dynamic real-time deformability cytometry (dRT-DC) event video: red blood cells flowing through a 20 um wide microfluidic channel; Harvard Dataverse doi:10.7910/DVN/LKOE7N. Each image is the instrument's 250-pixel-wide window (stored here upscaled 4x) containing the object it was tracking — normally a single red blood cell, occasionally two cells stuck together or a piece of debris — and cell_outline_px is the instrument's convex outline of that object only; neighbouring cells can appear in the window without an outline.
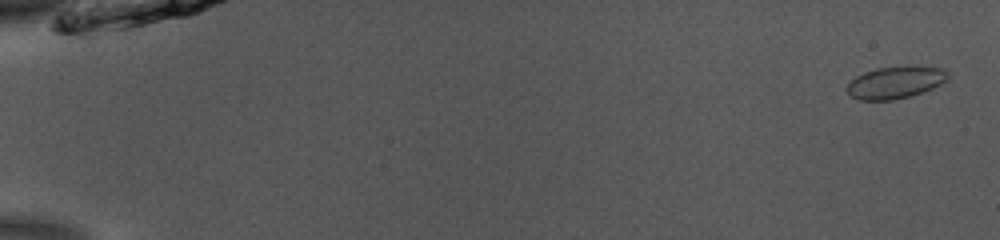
{"species": "common noctule bat (a hibernating species)", "species_latin": "Nyctalus noctula", "temperature_condition": "room temperature", "stored_images_in_passage": 53, "camera_frame_rate_fps": 3000, "um_per_image_px": 0.085, "animal": {"sex": "male", "body_mass_g": 13.0, "forearm_length_mm": 53.1}, "frame": {"image": 1, "passage_image": 2, "time_ms": 0.333, "image_size_px": [1000, 240], "cell_outline_px": [[948, 80], [932, 88], [908, 96], [892, 100], [860, 100], [852, 96], [844, 88], [856, 76], [864, 72], [876, 68], [904, 64], [944, 68], [948, 72]], "centroid_in_image_um": [76.12, 6.96], "position_along_channel_um": 8.9, "area_um2": 19.19}}
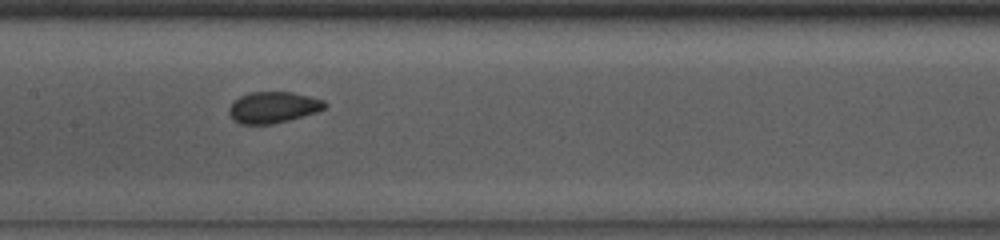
{"frame": {"image": 2, "passage_image": 28, "time_ms": 9.0, "image_size_px": [1000, 240], "cell_outline_px": [[328, 104], [324, 108], [316, 112], [288, 120], [272, 124], [240, 124], [232, 120], [228, 112], [228, 108], [240, 96], [248, 92], [292, 92], [324, 100]], "centroid_in_image_um": [23.19, 9.12], "position_along_channel_um": 184.2, "area_um2": 17.4}}
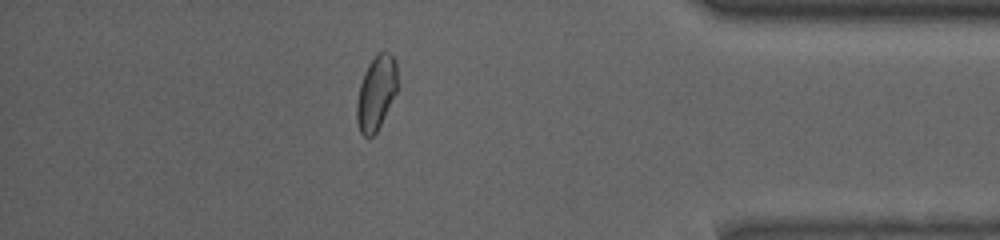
{"frame": {"image": 3, "passage_image": 47, "time_ms": 15.333, "image_size_px": [1000, 240], "cell_outline_px": [[396, 92], [376, 132], [372, 136], [364, 136], [360, 132], [356, 120], [356, 104], [360, 84], [364, 72], [368, 64], [380, 52], [388, 52], [396, 60]], "centroid_in_image_um": [31.95, 7.9], "position_along_channel_um": 403.3, "area_um2": 17.22}}